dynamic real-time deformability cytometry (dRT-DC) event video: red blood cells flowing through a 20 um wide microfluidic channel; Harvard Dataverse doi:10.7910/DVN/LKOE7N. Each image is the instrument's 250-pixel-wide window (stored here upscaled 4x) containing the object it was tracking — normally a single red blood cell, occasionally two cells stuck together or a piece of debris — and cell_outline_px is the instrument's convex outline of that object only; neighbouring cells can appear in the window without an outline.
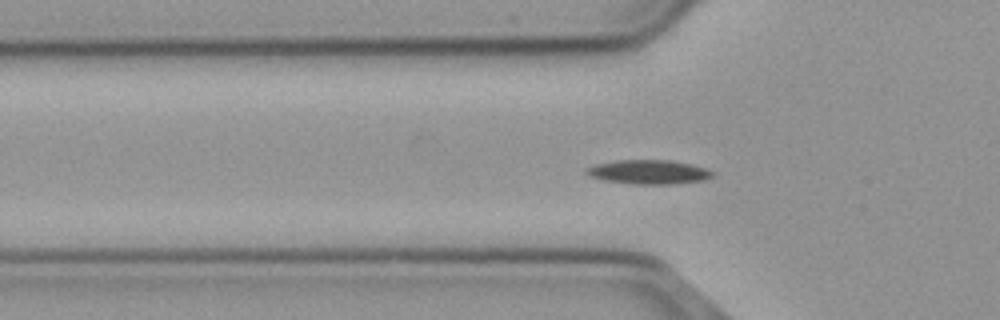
{"species": "common noctule bat (a hibernating species)", "species_latin": "Nyctalus noctula", "temperature_condition": "cold", "stored_images_in_passage": 57, "camera_frame_rate_fps": 3000, "um_per_image_px": 0.085, "animal": {"sex": "male", "body_mass_g": 23.1, "forearm_length_mm": 52.7}, "frame": {"image": 1, "passage_image": 18, "time_ms": 5.667, "image_size_px": [1000, 320], "cell_outline_px": [[712, 176], [704, 180], [672, 184], [628, 184], [604, 180], [588, 176], [584, 172], [584, 168], [596, 164], [616, 160], [668, 160], [692, 164], [704, 168], [712, 172]], "centroid_in_image_um": [55.06, 14.62], "position_along_channel_um": 70.7, "area_um2": 17.8}}
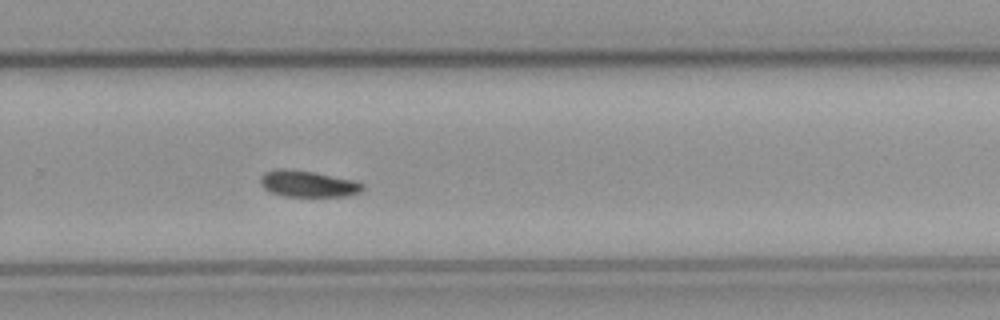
{"frame": {"image": 2, "passage_image": 37, "time_ms": 12.0, "image_size_px": [1000, 320], "cell_outline_px": [[364, 188], [360, 192], [348, 196], [284, 196], [272, 192], [264, 188], [260, 184], [260, 176], [264, 172], [280, 168], [288, 168], [316, 172], [356, 180], [364, 184]], "centroid_in_image_um": [26.19, 15.6], "position_along_channel_um": 303.6, "area_um2": 15.95}}
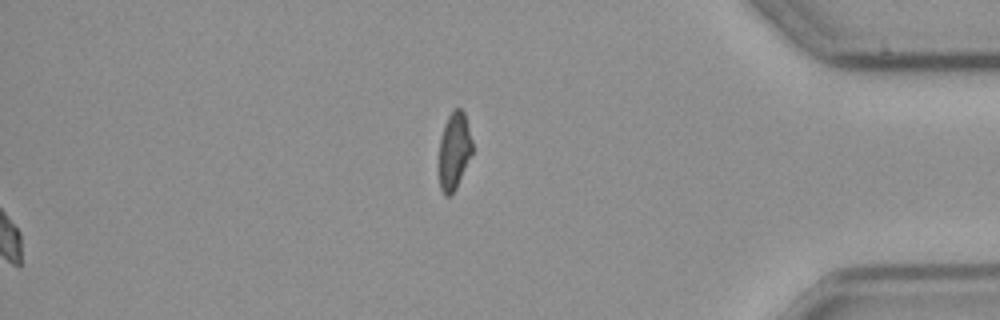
{"frame": {"image": 3, "passage_image": 57, "time_ms": 18.667, "image_size_px": [1000, 320], "cell_outline_px": [[472, 152], [456, 188], [448, 196], [444, 196], [440, 188], [440, 140], [444, 124], [448, 116], [456, 108], [460, 108], [464, 112], [472, 140]], "centroid_in_image_um": [38.61, 12.81], "position_along_channel_um": 396.6, "area_um2": 14.62}, "authors_computed_cell_mechanics": {"area_um2": 15.8372, "velocity_mm_per_s": 3.6628, "shape_relaxation_time_tau1_ms": 4.3621, "shape_relaxation_time_tau2_ms": null, "deformation_change_tau1": 0.0769, "deformation_change_tau2": null}}